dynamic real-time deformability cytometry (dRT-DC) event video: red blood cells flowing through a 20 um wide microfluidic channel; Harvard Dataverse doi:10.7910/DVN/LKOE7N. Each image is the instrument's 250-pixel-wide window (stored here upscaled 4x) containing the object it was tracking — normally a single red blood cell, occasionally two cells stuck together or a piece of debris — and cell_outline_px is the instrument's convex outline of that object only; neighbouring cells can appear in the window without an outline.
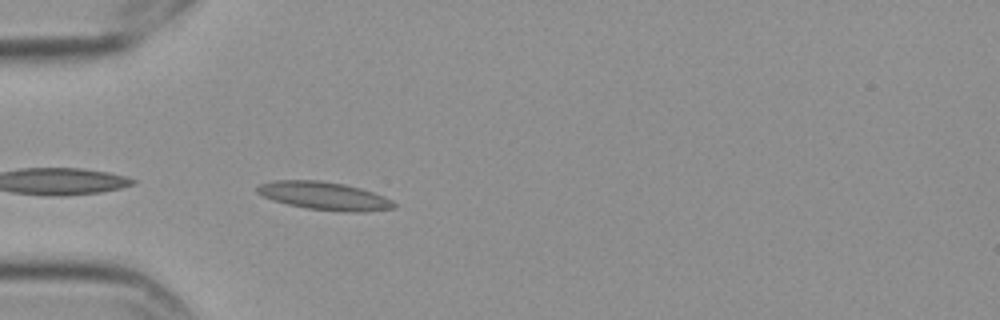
{"species": "Egyptian fruit bat (a non-hibernating species)", "species_latin": "Rousettus aegyptiacus", "temperature_condition": "cold", "stored_images_in_passage": 4, "camera_frame_rate_fps": 3000, "um_per_image_px": 0.085, "frame": {"image": 1, "passage_image": 4, "time_ms": 1.0, "image_size_px": [1000, 320], "cell_outline_px": [[396, 208], [364, 212], [348, 212], [308, 208], [288, 204], [264, 196], [256, 192], [256, 188], [260, 184], [272, 180], [320, 180], [344, 184], [360, 188], [384, 196], [392, 200], [396, 204]], "centroid_in_image_um": [27.6, 16.64], "position_along_channel_um": 57.4, "area_um2": 22.2}}